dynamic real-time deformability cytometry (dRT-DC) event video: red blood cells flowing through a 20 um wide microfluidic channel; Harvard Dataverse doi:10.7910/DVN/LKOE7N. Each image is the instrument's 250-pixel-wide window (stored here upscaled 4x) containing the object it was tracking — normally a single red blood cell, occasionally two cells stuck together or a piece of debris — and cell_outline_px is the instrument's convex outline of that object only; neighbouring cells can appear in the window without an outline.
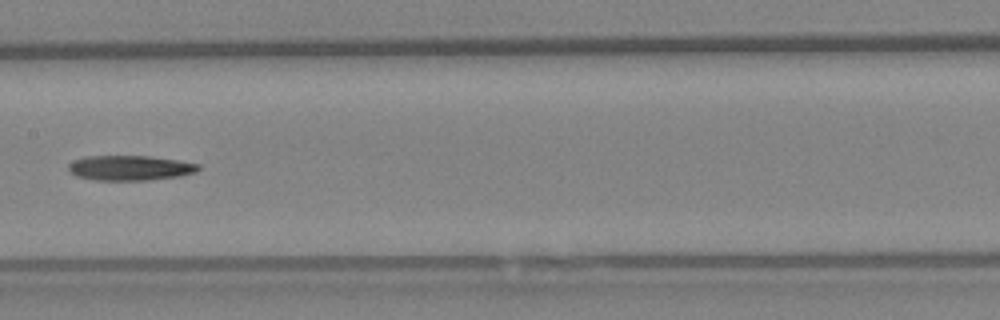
{"species": "Egyptian fruit bat (a non-hibernating species)", "species_latin": "Rousettus aegyptiacus", "temperature_condition": "warm", "stored_images_in_passage": 32, "camera_frame_rate_fps": 3000, "um_per_image_px": 0.085, "animal": {"sex": "female"}, "frame": {"image": 1, "passage_image": 10, "time_ms": 3.0, "image_size_px": [1000, 320], "cell_outline_px": [[200, 168], [196, 172], [176, 176], [148, 180], [96, 180], [76, 176], [68, 168], [68, 164], [76, 160], [88, 156], [152, 156], [200, 164]], "centroid_in_image_um": [11.06, 14.27], "position_along_channel_um": 196.3, "area_um2": 18.67}}
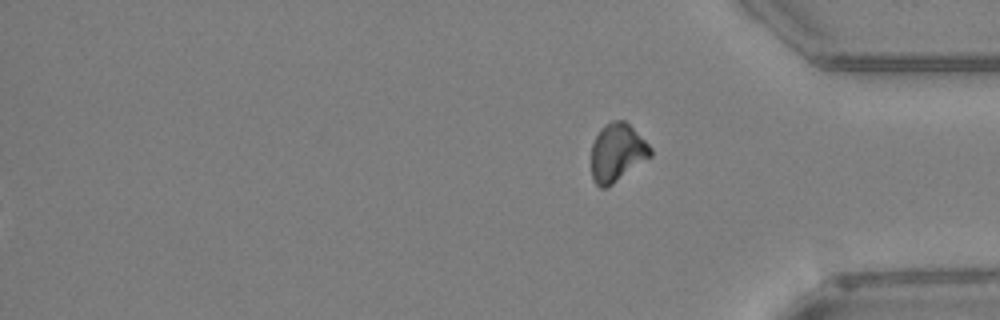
{"frame": {"image": 2, "passage_image": 32, "time_ms": 10.333, "image_size_px": [1000, 320], "cell_outline_px": [[652, 156], [612, 184], [604, 188], [600, 188], [596, 184], [592, 176], [592, 144], [600, 128], [604, 124], [612, 120], [624, 120], [652, 148]], "centroid_in_image_um": [52.45, 12.96], "position_along_channel_um": 382.8, "area_um2": 19.83}}